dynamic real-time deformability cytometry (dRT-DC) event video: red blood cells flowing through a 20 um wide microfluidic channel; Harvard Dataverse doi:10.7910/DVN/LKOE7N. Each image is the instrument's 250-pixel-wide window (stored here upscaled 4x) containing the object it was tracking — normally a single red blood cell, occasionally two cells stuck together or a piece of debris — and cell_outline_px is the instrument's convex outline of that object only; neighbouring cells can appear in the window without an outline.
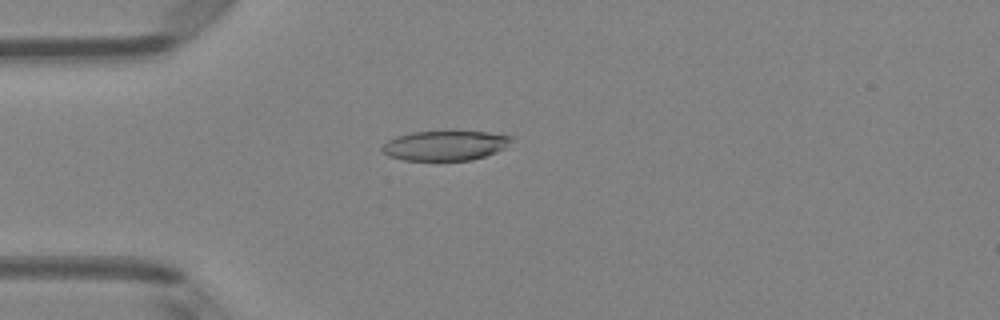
{"species": "Egyptian fruit bat (a non-hibernating species)", "species_latin": "Rousettus aegyptiacus", "temperature_condition": "room temperature", "stored_images_in_passage": 51, "camera_frame_rate_fps": 3000, "um_per_image_px": 0.085, "animal": {"sex": "female"}, "frame": {"image": 1, "passage_image": 14, "time_ms": 4.333, "image_size_px": [1000, 320], "cell_outline_px": [[512, 140], [504, 148], [496, 152], [472, 160], [404, 160], [388, 156], [380, 148], [388, 140], [396, 136], [412, 132], [452, 128], [456, 128], [488, 132], [512, 136]], "centroid_in_image_um": [37.84, 12.31], "position_along_channel_um": 47.2, "area_um2": 23.35}}
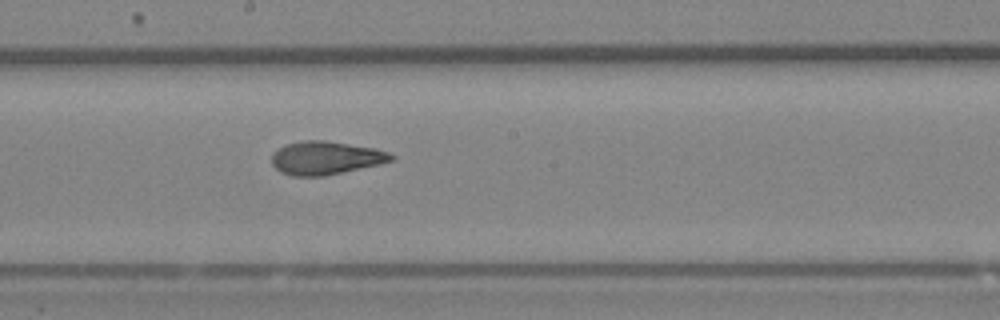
{"frame": {"image": 2, "passage_image": 28, "time_ms": 9.0, "image_size_px": [1000, 320], "cell_outline_px": [[396, 160], [380, 164], [324, 176], [292, 176], [280, 172], [272, 164], [272, 152], [284, 144], [304, 140], [324, 140], [376, 148], [388, 152], [396, 156]], "centroid_in_image_um": [27.69, 13.42], "position_along_channel_um": 220.5, "area_um2": 23.41}}
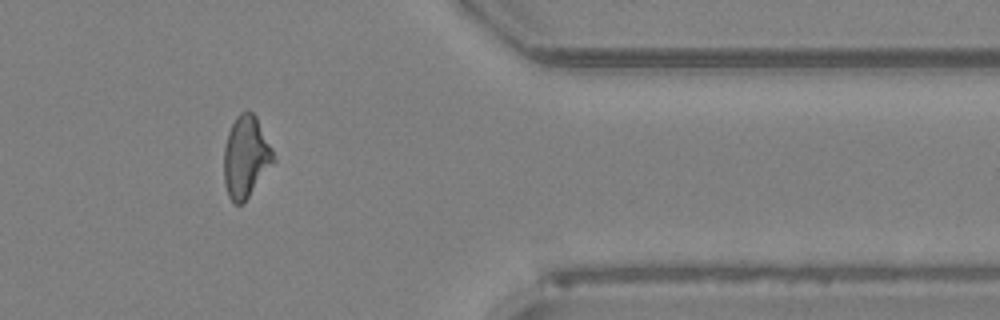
{"frame": {"image": 3, "passage_image": 42, "time_ms": 13.667, "image_size_px": [1000, 320], "cell_outline_px": [[276, 160], [244, 204], [236, 204], [228, 196], [224, 184], [224, 148], [228, 132], [236, 116], [240, 112], [252, 112], [256, 116], [276, 156]], "centroid_in_image_um": [20.91, 13.36], "position_along_channel_um": 390.5, "area_um2": 23.76}, "authors_computed_cell_mechanics": {"area_um2": 23.4668, "velocity_mm_per_s": 4.0579, "shape_relaxation_time_tau1_ms": 4.5551, "shape_relaxation_time_tau2_ms": 1.8334, "deformation_change_tau1": 0.1546, "deformation_change_tau2": 0.0915}}